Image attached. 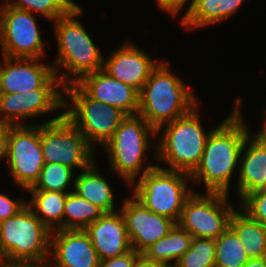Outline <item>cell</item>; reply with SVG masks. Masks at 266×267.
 I'll use <instances>...</instances> for the list:
<instances>
[{"label":"cell","instance_id":"cell-1","mask_svg":"<svg viewBox=\"0 0 266 267\" xmlns=\"http://www.w3.org/2000/svg\"><path fill=\"white\" fill-rule=\"evenodd\" d=\"M242 102L240 96L236 97L234 109L213 128L207 137L201 160L190 174L191 182L204 184L205 192L230 193V183L239 170L245 139L252 133L242 116Z\"/></svg>","mask_w":266,"mask_h":267},{"label":"cell","instance_id":"cell-2","mask_svg":"<svg viewBox=\"0 0 266 267\" xmlns=\"http://www.w3.org/2000/svg\"><path fill=\"white\" fill-rule=\"evenodd\" d=\"M82 13L83 9L76 4L53 22L58 53L52 65L63 86L77 83L83 76L103 69L101 50L78 21Z\"/></svg>","mask_w":266,"mask_h":267},{"label":"cell","instance_id":"cell-3","mask_svg":"<svg viewBox=\"0 0 266 267\" xmlns=\"http://www.w3.org/2000/svg\"><path fill=\"white\" fill-rule=\"evenodd\" d=\"M160 59L139 93L140 115L154 129L188 114L199 100L191 89Z\"/></svg>","mask_w":266,"mask_h":267},{"label":"cell","instance_id":"cell-4","mask_svg":"<svg viewBox=\"0 0 266 267\" xmlns=\"http://www.w3.org/2000/svg\"><path fill=\"white\" fill-rule=\"evenodd\" d=\"M150 136L157 138V130L140 115H131L120 123L114 135L103 146L110 171L117 173L124 183L126 181L128 188L144 173L157 166L144 163L147 152L153 145V158L157 160V144L151 143Z\"/></svg>","mask_w":266,"mask_h":267},{"label":"cell","instance_id":"cell-5","mask_svg":"<svg viewBox=\"0 0 266 267\" xmlns=\"http://www.w3.org/2000/svg\"><path fill=\"white\" fill-rule=\"evenodd\" d=\"M200 105L188 114L166 123L157 130V160L165 170L191 174L198 166L204 152L207 137L213 129L205 131L199 114ZM163 130V131H162Z\"/></svg>","mask_w":266,"mask_h":267},{"label":"cell","instance_id":"cell-6","mask_svg":"<svg viewBox=\"0 0 266 267\" xmlns=\"http://www.w3.org/2000/svg\"><path fill=\"white\" fill-rule=\"evenodd\" d=\"M51 230L26 205L16 215L0 222V255L6 267L44 263L50 257Z\"/></svg>","mask_w":266,"mask_h":267},{"label":"cell","instance_id":"cell-7","mask_svg":"<svg viewBox=\"0 0 266 267\" xmlns=\"http://www.w3.org/2000/svg\"><path fill=\"white\" fill-rule=\"evenodd\" d=\"M64 96L63 115L94 149L103 147L127 117L114 106L90 98L76 83L64 86Z\"/></svg>","mask_w":266,"mask_h":267},{"label":"cell","instance_id":"cell-8","mask_svg":"<svg viewBox=\"0 0 266 267\" xmlns=\"http://www.w3.org/2000/svg\"><path fill=\"white\" fill-rule=\"evenodd\" d=\"M190 181V174L156 166L130 187L132 195L146 208L177 224L186 199L194 192L187 186Z\"/></svg>","mask_w":266,"mask_h":267},{"label":"cell","instance_id":"cell-9","mask_svg":"<svg viewBox=\"0 0 266 267\" xmlns=\"http://www.w3.org/2000/svg\"><path fill=\"white\" fill-rule=\"evenodd\" d=\"M40 142L45 163H60L82 171L96 161L95 149L63 112L40 123Z\"/></svg>","mask_w":266,"mask_h":267},{"label":"cell","instance_id":"cell-10","mask_svg":"<svg viewBox=\"0 0 266 267\" xmlns=\"http://www.w3.org/2000/svg\"><path fill=\"white\" fill-rule=\"evenodd\" d=\"M235 208L228 194L193 192L185 201L178 225L193 238H218L228 227Z\"/></svg>","mask_w":266,"mask_h":267},{"label":"cell","instance_id":"cell-11","mask_svg":"<svg viewBox=\"0 0 266 267\" xmlns=\"http://www.w3.org/2000/svg\"><path fill=\"white\" fill-rule=\"evenodd\" d=\"M64 86L54 74L41 88L21 93H0V123L37 125L26 119L63 110Z\"/></svg>","mask_w":266,"mask_h":267},{"label":"cell","instance_id":"cell-12","mask_svg":"<svg viewBox=\"0 0 266 267\" xmlns=\"http://www.w3.org/2000/svg\"><path fill=\"white\" fill-rule=\"evenodd\" d=\"M40 31L34 13L4 4L0 17L1 55L44 59L45 41Z\"/></svg>","mask_w":266,"mask_h":267},{"label":"cell","instance_id":"cell-13","mask_svg":"<svg viewBox=\"0 0 266 267\" xmlns=\"http://www.w3.org/2000/svg\"><path fill=\"white\" fill-rule=\"evenodd\" d=\"M6 161L15 185L24 191L35 185L45 164L40 123L11 127Z\"/></svg>","mask_w":266,"mask_h":267},{"label":"cell","instance_id":"cell-14","mask_svg":"<svg viewBox=\"0 0 266 267\" xmlns=\"http://www.w3.org/2000/svg\"><path fill=\"white\" fill-rule=\"evenodd\" d=\"M119 209L125 221L132 249L140 253L166 236L176 224L168 217L150 211L132 194L129 198L125 197Z\"/></svg>","mask_w":266,"mask_h":267},{"label":"cell","instance_id":"cell-15","mask_svg":"<svg viewBox=\"0 0 266 267\" xmlns=\"http://www.w3.org/2000/svg\"><path fill=\"white\" fill-rule=\"evenodd\" d=\"M108 57L103 61V70L139 93L160 62L158 59H151L146 51L129 40L113 50Z\"/></svg>","mask_w":266,"mask_h":267},{"label":"cell","instance_id":"cell-16","mask_svg":"<svg viewBox=\"0 0 266 267\" xmlns=\"http://www.w3.org/2000/svg\"><path fill=\"white\" fill-rule=\"evenodd\" d=\"M49 258L51 267H98L101 261L90 236L81 229L51 231Z\"/></svg>","mask_w":266,"mask_h":267},{"label":"cell","instance_id":"cell-17","mask_svg":"<svg viewBox=\"0 0 266 267\" xmlns=\"http://www.w3.org/2000/svg\"><path fill=\"white\" fill-rule=\"evenodd\" d=\"M90 98L114 106L127 116L139 111V92L111 77L103 69L83 76L76 83Z\"/></svg>","mask_w":266,"mask_h":267},{"label":"cell","instance_id":"cell-18","mask_svg":"<svg viewBox=\"0 0 266 267\" xmlns=\"http://www.w3.org/2000/svg\"><path fill=\"white\" fill-rule=\"evenodd\" d=\"M0 61V93H21L41 88L54 74L43 59L11 58Z\"/></svg>","mask_w":266,"mask_h":267},{"label":"cell","instance_id":"cell-19","mask_svg":"<svg viewBox=\"0 0 266 267\" xmlns=\"http://www.w3.org/2000/svg\"><path fill=\"white\" fill-rule=\"evenodd\" d=\"M85 231L90 236L100 260L120 256L132 249L125 221L119 209L104 213Z\"/></svg>","mask_w":266,"mask_h":267},{"label":"cell","instance_id":"cell-20","mask_svg":"<svg viewBox=\"0 0 266 267\" xmlns=\"http://www.w3.org/2000/svg\"><path fill=\"white\" fill-rule=\"evenodd\" d=\"M236 179L239 201L252 192L266 189V147L251 133L241 151Z\"/></svg>","mask_w":266,"mask_h":267},{"label":"cell","instance_id":"cell-21","mask_svg":"<svg viewBox=\"0 0 266 267\" xmlns=\"http://www.w3.org/2000/svg\"><path fill=\"white\" fill-rule=\"evenodd\" d=\"M244 2L245 0H192L180 18V24L189 31L213 26L236 14Z\"/></svg>","mask_w":266,"mask_h":267},{"label":"cell","instance_id":"cell-22","mask_svg":"<svg viewBox=\"0 0 266 267\" xmlns=\"http://www.w3.org/2000/svg\"><path fill=\"white\" fill-rule=\"evenodd\" d=\"M76 171L73 188L75 193L100 208L104 213L117 211L111 184L98 169L96 161L82 172Z\"/></svg>","mask_w":266,"mask_h":267},{"label":"cell","instance_id":"cell-23","mask_svg":"<svg viewBox=\"0 0 266 267\" xmlns=\"http://www.w3.org/2000/svg\"><path fill=\"white\" fill-rule=\"evenodd\" d=\"M229 228L243 244L249 259L266 258V225L251 219L238 207L230 217Z\"/></svg>","mask_w":266,"mask_h":267},{"label":"cell","instance_id":"cell-24","mask_svg":"<svg viewBox=\"0 0 266 267\" xmlns=\"http://www.w3.org/2000/svg\"><path fill=\"white\" fill-rule=\"evenodd\" d=\"M192 238L189 232L175 224L166 236L151 244L142 254L147 259L164 265L176 264L189 250Z\"/></svg>","mask_w":266,"mask_h":267},{"label":"cell","instance_id":"cell-25","mask_svg":"<svg viewBox=\"0 0 266 267\" xmlns=\"http://www.w3.org/2000/svg\"><path fill=\"white\" fill-rule=\"evenodd\" d=\"M31 199L26 201L36 217L51 231L63 229V213L68 193L27 190Z\"/></svg>","mask_w":266,"mask_h":267},{"label":"cell","instance_id":"cell-26","mask_svg":"<svg viewBox=\"0 0 266 267\" xmlns=\"http://www.w3.org/2000/svg\"><path fill=\"white\" fill-rule=\"evenodd\" d=\"M104 212L74 191L67 194L63 213V229L85 230Z\"/></svg>","mask_w":266,"mask_h":267},{"label":"cell","instance_id":"cell-27","mask_svg":"<svg viewBox=\"0 0 266 267\" xmlns=\"http://www.w3.org/2000/svg\"><path fill=\"white\" fill-rule=\"evenodd\" d=\"M248 260L243 244L229 227L215 239V267H243Z\"/></svg>","mask_w":266,"mask_h":267},{"label":"cell","instance_id":"cell-28","mask_svg":"<svg viewBox=\"0 0 266 267\" xmlns=\"http://www.w3.org/2000/svg\"><path fill=\"white\" fill-rule=\"evenodd\" d=\"M74 171L70 167L60 163H45L38 181L28 190H47L63 193L74 191L72 189L74 188L76 177ZM69 186L72 188L70 189Z\"/></svg>","mask_w":266,"mask_h":267},{"label":"cell","instance_id":"cell-29","mask_svg":"<svg viewBox=\"0 0 266 267\" xmlns=\"http://www.w3.org/2000/svg\"><path fill=\"white\" fill-rule=\"evenodd\" d=\"M4 2L7 6L38 13L39 16L52 21V24L77 4L74 0H4Z\"/></svg>","mask_w":266,"mask_h":267},{"label":"cell","instance_id":"cell-30","mask_svg":"<svg viewBox=\"0 0 266 267\" xmlns=\"http://www.w3.org/2000/svg\"><path fill=\"white\" fill-rule=\"evenodd\" d=\"M176 265L178 267H215V240L192 238L189 250Z\"/></svg>","mask_w":266,"mask_h":267},{"label":"cell","instance_id":"cell-31","mask_svg":"<svg viewBox=\"0 0 266 267\" xmlns=\"http://www.w3.org/2000/svg\"><path fill=\"white\" fill-rule=\"evenodd\" d=\"M237 206L251 219L266 225V189L246 195Z\"/></svg>","mask_w":266,"mask_h":267},{"label":"cell","instance_id":"cell-32","mask_svg":"<svg viewBox=\"0 0 266 267\" xmlns=\"http://www.w3.org/2000/svg\"><path fill=\"white\" fill-rule=\"evenodd\" d=\"M27 205L24 199H11L9 195L0 192V222L16 215Z\"/></svg>","mask_w":266,"mask_h":267},{"label":"cell","instance_id":"cell-33","mask_svg":"<svg viewBox=\"0 0 266 267\" xmlns=\"http://www.w3.org/2000/svg\"><path fill=\"white\" fill-rule=\"evenodd\" d=\"M142 253L131 249L130 251L113 258L101 260L98 267H133L136 259Z\"/></svg>","mask_w":266,"mask_h":267},{"label":"cell","instance_id":"cell-34","mask_svg":"<svg viewBox=\"0 0 266 267\" xmlns=\"http://www.w3.org/2000/svg\"><path fill=\"white\" fill-rule=\"evenodd\" d=\"M157 6L164 12L176 18L177 15L181 14V10L187 6V2H191L192 0H154Z\"/></svg>","mask_w":266,"mask_h":267},{"label":"cell","instance_id":"cell-35","mask_svg":"<svg viewBox=\"0 0 266 267\" xmlns=\"http://www.w3.org/2000/svg\"><path fill=\"white\" fill-rule=\"evenodd\" d=\"M12 126L11 124L0 123V159H5V161L8 152L9 133Z\"/></svg>","mask_w":266,"mask_h":267},{"label":"cell","instance_id":"cell-36","mask_svg":"<svg viewBox=\"0 0 266 267\" xmlns=\"http://www.w3.org/2000/svg\"><path fill=\"white\" fill-rule=\"evenodd\" d=\"M164 264L154 262L153 260L147 259L141 254L137 259L133 267H162Z\"/></svg>","mask_w":266,"mask_h":267},{"label":"cell","instance_id":"cell-37","mask_svg":"<svg viewBox=\"0 0 266 267\" xmlns=\"http://www.w3.org/2000/svg\"><path fill=\"white\" fill-rule=\"evenodd\" d=\"M264 117V122L260 128L259 131H256L257 133H254L253 136L262 144L266 147V113L264 112L263 114Z\"/></svg>","mask_w":266,"mask_h":267},{"label":"cell","instance_id":"cell-38","mask_svg":"<svg viewBox=\"0 0 266 267\" xmlns=\"http://www.w3.org/2000/svg\"><path fill=\"white\" fill-rule=\"evenodd\" d=\"M243 267H266V258L249 259Z\"/></svg>","mask_w":266,"mask_h":267},{"label":"cell","instance_id":"cell-39","mask_svg":"<svg viewBox=\"0 0 266 267\" xmlns=\"http://www.w3.org/2000/svg\"><path fill=\"white\" fill-rule=\"evenodd\" d=\"M8 267H51V265L48 261L44 263L13 264Z\"/></svg>","mask_w":266,"mask_h":267},{"label":"cell","instance_id":"cell-40","mask_svg":"<svg viewBox=\"0 0 266 267\" xmlns=\"http://www.w3.org/2000/svg\"><path fill=\"white\" fill-rule=\"evenodd\" d=\"M0 267H6L4 261H3V258L1 257L0 255Z\"/></svg>","mask_w":266,"mask_h":267},{"label":"cell","instance_id":"cell-41","mask_svg":"<svg viewBox=\"0 0 266 267\" xmlns=\"http://www.w3.org/2000/svg\"><path fill=\"white\" fill-rule=\"evenodd\" d=\"M162 267H178L176 264L163 265Z\"/></svg>","mask_w":266,"mask_h":267},{"label":"cell","instance_id":"cell-42","mask_svg":"<svg viewBox=\"0 0 266 267\" xmlns=\"http://www.w3.org/2000/svg\"><path fill=\"white\" fill-rule=\"evenodd\" d=\"M4 4H5V2H3L2 5L0 4V17H1L2 11H3Z\"/></svg>","mask_w":266,"mask_h":267}]
</instances>
